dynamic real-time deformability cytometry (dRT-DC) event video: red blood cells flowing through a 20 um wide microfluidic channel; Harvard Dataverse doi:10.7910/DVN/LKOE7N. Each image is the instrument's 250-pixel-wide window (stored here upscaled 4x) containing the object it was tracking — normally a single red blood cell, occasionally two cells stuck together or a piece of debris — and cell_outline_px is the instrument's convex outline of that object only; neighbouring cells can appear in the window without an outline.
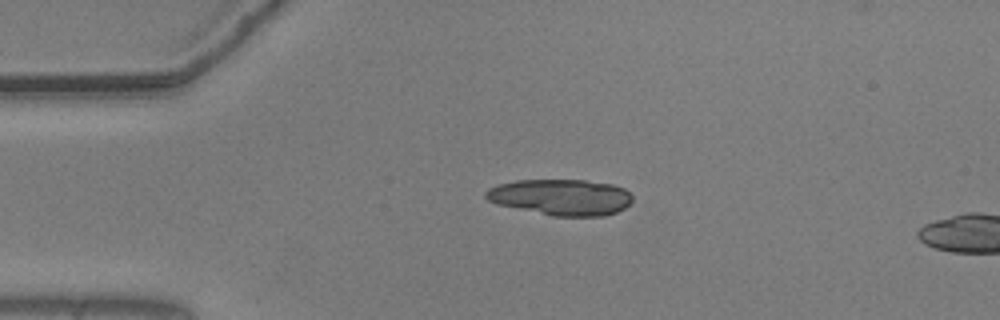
{"species": "common noctule bat (a hibernating species)", "species_latin": "Nyctalus noctula", "temperature_condition": "warm", "stored_images_in_passage": 5, "camera_frame_rate_fps": 3000, "um_per_image_px": 0.085, "animal": {"sex": "male", "body_mass_g": 20.5, "forearm_length_mm": 52.5}, "frame": {"image": 1, "passage_image": 1, "time_ms": 0.0, "image_size_px": [1000, 320], "cell_outline_px": [[632, 200], [624, 208], [616, 212], [604, 216], [552, 216], [496, 204], [488, 200], [484, 196], [484, 192], [488, 188], [496, 184], [516, 180], [584, 180], [612, 184], [624, 188], [632, 196]], "centroid_in_image_um": [47.64, 16.75], "position_along_channel_um": 37.4, "area_um2": 30.98}}